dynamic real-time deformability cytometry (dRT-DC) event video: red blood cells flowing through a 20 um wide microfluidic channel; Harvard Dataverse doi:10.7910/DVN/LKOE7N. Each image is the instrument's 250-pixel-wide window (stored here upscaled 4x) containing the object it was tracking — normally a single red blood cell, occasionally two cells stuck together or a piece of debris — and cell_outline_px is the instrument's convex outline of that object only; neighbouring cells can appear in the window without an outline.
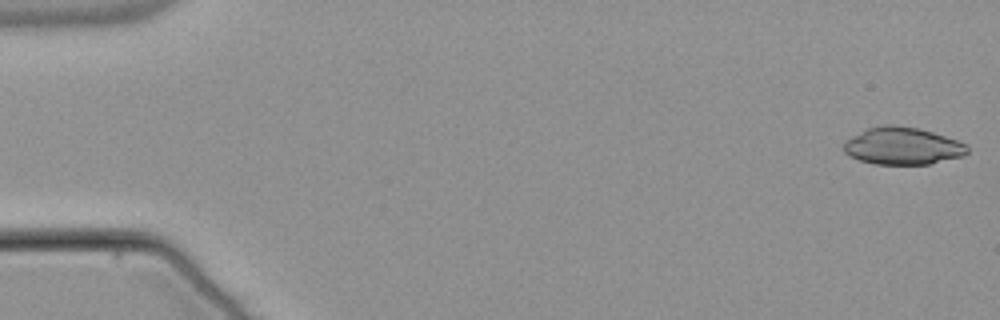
{"species": "common noctule bat (a hibernating species)", "species_latin": "Nyctalus noctula", "temperature_condition": "warm", "stored_images_in_passage": 16, "camera_frame_rate_fps": 3000, "um_per_image_px": 0.085, "animal": {"sex": "male", "body_mass_g": 21.5, "forearm_length_mm": 52.0}, "frame": {"image": 1, "passage_image": 1, "time_ms": 0.0, "image_size_px": [1000, 320], "cell_outline_px": [[968, 152], [964, 156], [928, 164], [876, 164], [860, 160], [844, 152], [844, 140], [868, 128], [884, 124], [892, 124], [920, 128], [968, 144]], "centroid_in_image_um": [76.73, 12.4], "position_along_channel_um": 8.3, "area_um2": 26.82}}
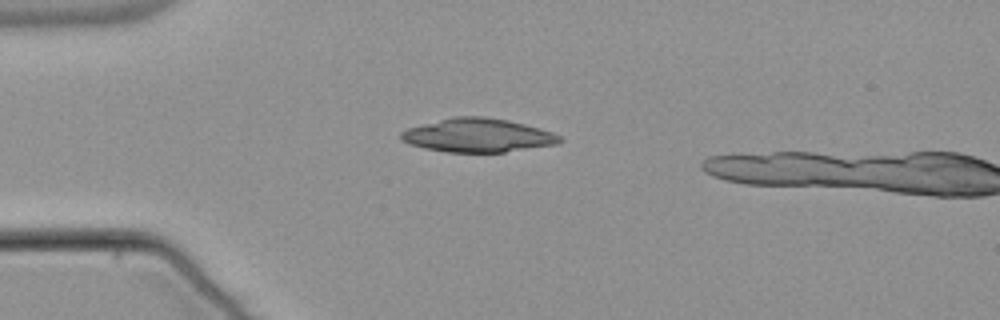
{"frame": {"image": 2, "passage_image": 14, "time_ms": 4.333, "image_size_px": [1000, 320], "cell_outline_px": [[564, 140], [556, 144], [504, 152], [448, 152], [424, 148], [408, 144], [400, 140], [400, 132], [408, 128], [452, 116], [484, 116], [508, 120], [540, 128], [552, 132], [560, 136]], "centroid_in_image_um": [40.59, 11.5], "position_along_channel_um": 44.4, "area_um2": 31.15}}